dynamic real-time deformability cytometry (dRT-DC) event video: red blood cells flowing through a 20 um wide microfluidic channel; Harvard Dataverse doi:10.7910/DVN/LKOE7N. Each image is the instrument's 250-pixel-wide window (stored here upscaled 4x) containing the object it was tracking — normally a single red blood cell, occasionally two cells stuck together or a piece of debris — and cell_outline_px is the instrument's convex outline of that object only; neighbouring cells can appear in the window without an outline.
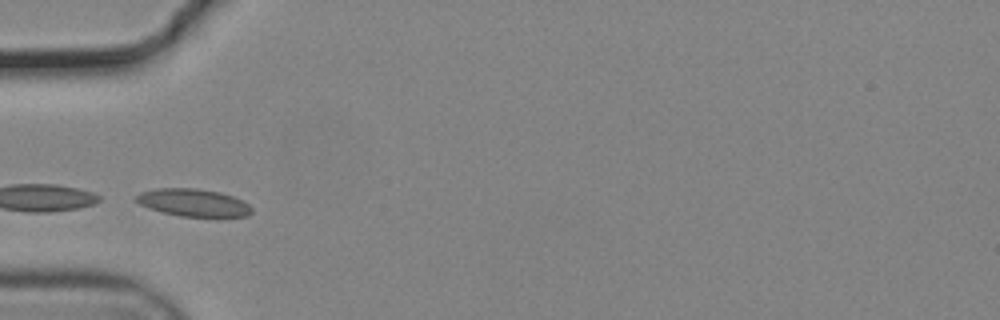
{"species": "common noctule bat (a hibernating species)", "species_latin": "Nyctalus noctula", "temperature_condition": "cold", "stored_images_in_passage": 8, "camera_frame_rate_fps": 3000, "um_per_image_px": 0.085, "animal": {"sex": "male", "body_mass_g": 19.2, "forearm_length_mm": 51.8}, "frame": {"image": 1, "passage_image": 1, "time_ms": 0.0, "image_size_px": [1000, 320], "cell_outline_px": [[252, 212], [248, 216], [220, 220], [216, 220], [180, 216], [148, 208], [140, 204], [136, 200], [136, 196], [140, 192], [156, 188], [196, 188], [220, 192], [232, 196], [248, 204], [252, 208]], "centroid_in_image_um": [16.52, 17.28], "position_along_channel_um": 68.5, "area_um2": 19.36}}